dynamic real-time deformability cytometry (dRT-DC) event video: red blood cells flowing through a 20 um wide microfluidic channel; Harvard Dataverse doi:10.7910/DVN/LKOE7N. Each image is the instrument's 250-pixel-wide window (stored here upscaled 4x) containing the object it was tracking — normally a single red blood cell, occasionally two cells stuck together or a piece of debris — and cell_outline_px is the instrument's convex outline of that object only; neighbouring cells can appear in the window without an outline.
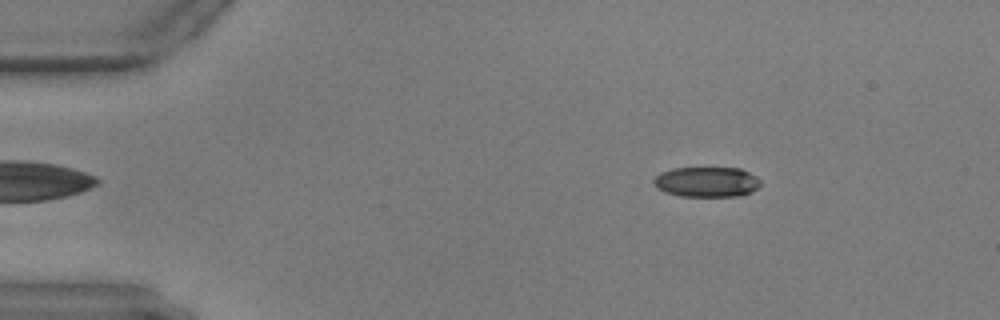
{"species": "common noctule bat (a hibernating species)", "species_latin": "Nyctalus noctula", "temperature_condition": "warm", "stored_images_in_passage": 56, "camera_frame_rate_fps": 3000, "um_per_image_px": 0.085, "animal": {"sex": "male", "body_mass_g": 17.9, "forearm_length_mm": 54.2}, "frame": {"image": 1, "passage_image": 7, "time_ms": 2.0, "image_size_px": [1000, 320], "cell_outline_px": [[760, 184], [752, 192], [740, 196], [680, 196], [664, 192], [656, 188], [652, 184], [652, 180], [660, 172], [672, 168], [740, 168], [756, 176], [760, 180]], "centroid_in_image_um": [60.03, 15.46], "position_along_channel_um": 25.0, "area_um2": 18.96}}
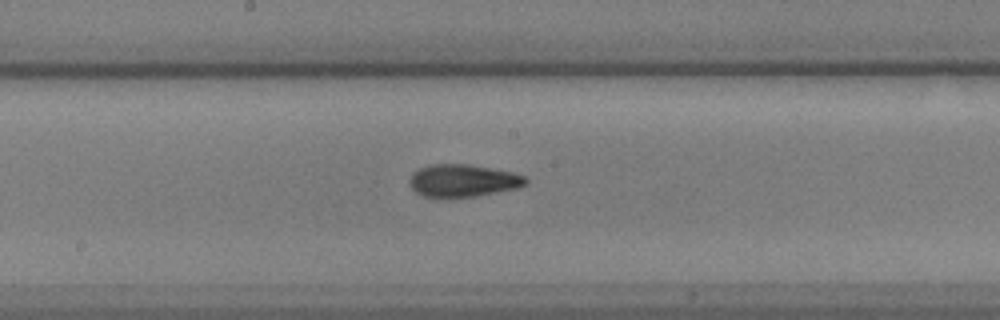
{"frame": {"image": 2, "passage_image": 29, "time_ms": 9.333, "image_size_px": [1000, 320], "cell_outline_px": [[528, 184], [520, 188], [476, 196], [444, 200], [424, 196], [416, 192], [408, 184], [408, 180], [412, 172], [428, 164], [468, 164], [512, 172], [524, 176], [528, 180]], "centroid_in_image_um": [39.32, 15.38], "position_along_channel_um": 208.9, "area_um2": 22.72}}
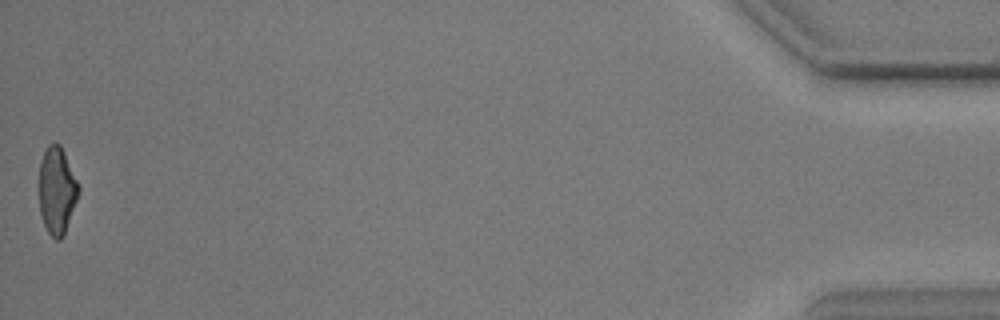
{"frame": {"image": 3, "passage_image": 56, "time_ms": 18.333, "image_size_px": [1000, 320], "cell_outline_px": [[80, 192], [64, 232], [60, 240], [56, 240], [48, 232], [44, 224], [40, 212], [40, 160], [48, 144], [60, 144], [64, 152], [80, 188]], "centroid_in_image_um": [4.84, 16.18], "position_along_channel_um": 430.4, "area_um2": 19.59}}